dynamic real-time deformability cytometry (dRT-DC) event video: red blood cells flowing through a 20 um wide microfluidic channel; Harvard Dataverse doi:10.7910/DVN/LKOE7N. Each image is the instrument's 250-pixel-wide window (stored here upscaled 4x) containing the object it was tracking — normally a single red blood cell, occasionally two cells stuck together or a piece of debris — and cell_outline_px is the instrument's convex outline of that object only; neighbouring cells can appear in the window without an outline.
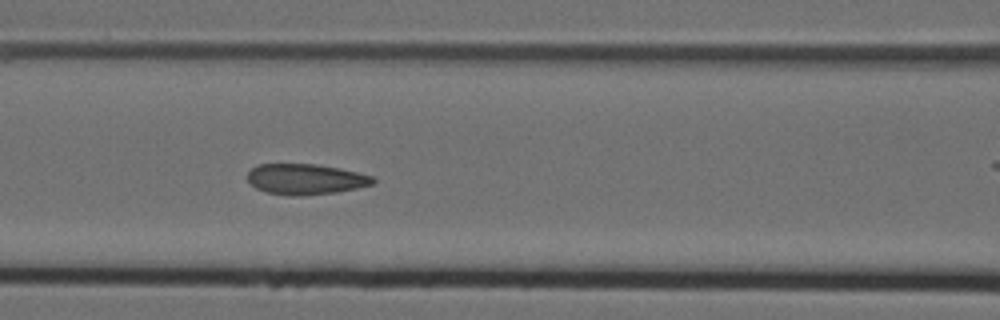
{"species": "Egyptian fruit bat (a non-hibernating species)", "species_latin": "Rousettus aegyptiacus", "temperature_condition": "cold", "stored_images_in_passage": 8, "segment_of_instrument_passage": [1, 2], "camera_frame_rate_fps": 3000, "um_per_image_px": 0.085, "animal": {"sex": "female"}, "frame": {"image": 1, "passage_image": 7, "time_ms": 2.0, "image_size_px": [1000, 320], "cell_outline_px": [[376, 180], [372, 184], [356, 188], [336, 192], [296, 196], [292, 196], [264, 192], [256, 188], [248, 180], [248, 172], [256, 164], [316, 164], [340, 168], [372, 176]], "centroid_in_image_um": [25.95, 15.22], "position_along_channel_um": 140.7, "area_um2": 22.31}}